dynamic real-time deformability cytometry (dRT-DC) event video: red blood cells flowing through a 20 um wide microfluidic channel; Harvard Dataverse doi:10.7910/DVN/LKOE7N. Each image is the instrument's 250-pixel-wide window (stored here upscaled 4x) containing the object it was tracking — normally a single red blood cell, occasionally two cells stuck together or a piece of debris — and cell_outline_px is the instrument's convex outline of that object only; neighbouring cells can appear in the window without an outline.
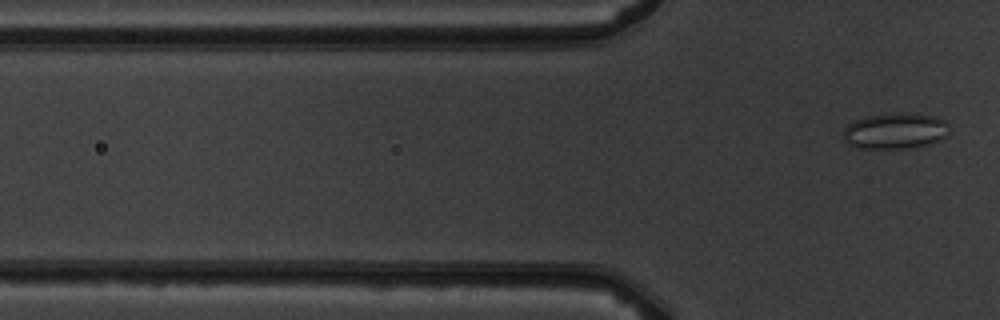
{"species": "common noctule bat (a hibernating species)", "species_latin": "Nyctalus noctula", "temperature_condition": "warm", "stored_images_in_passage": 7, "camera_frame_rate_fps": 3000, "um_per_image_px": 0.085, "animal": {"sex": "male", "body_mass_g": 19.5, "forearm_length_mm": 54.6}, "frame": {"image": 1, "passage_image": 7, "time_ms": 7.0, "image_size_px": [1000, 320], "cell_outline_px": [[944, 136], [940, 140], [932, 144], [908, 148], [864, 148], [848, 144], [844, 140], [844, 128], [848, 124], [864, 116], [892, 112], [916, 112], [936, 116], [944, 120]], "centroid_in_image_um": [76.05, 11.1], "position_along_channel_um": 49.7, "area_um2": 22.25}}